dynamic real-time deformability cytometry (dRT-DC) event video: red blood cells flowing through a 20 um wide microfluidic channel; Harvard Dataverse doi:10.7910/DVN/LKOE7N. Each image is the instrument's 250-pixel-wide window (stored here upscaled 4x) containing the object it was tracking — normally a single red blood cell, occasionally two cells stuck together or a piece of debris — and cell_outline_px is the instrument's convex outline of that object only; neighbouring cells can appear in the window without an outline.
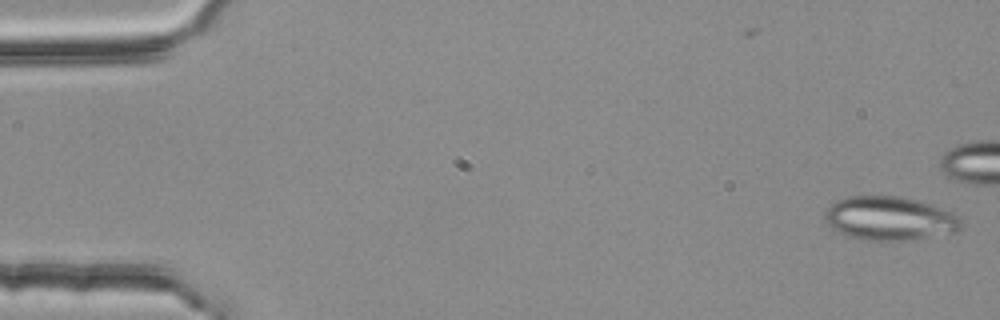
{"species": "common noctule bat (a hibernating species)", "species_latin": "Nyctalus noctula", "temperature_condition": "room temperature", "stored_images_in_passage": 43, "camera_frame_rate_fps": 3000, "um_per_image_px": 0.085, "animal": {"sex": "female", "body_mass_g": 25.1}, "frame": {"image": 1, "passage_image": 1, "time_ms": 0.0, "image_size_px": [1000, 320], "cell_outline_px": [[964, 224], [956, 232], [904, 240], [864, 240], [840, 232], [832, 228], [828, 224], [824, 216], [824, 212], [836, 200], [848, 196], [900, 196], [916, 200], [952, 212], [960, 216]], "centroid_in_image_um": [75.63, 18.55], "position_along_channel_um": 9.4, "area_um2": 34.45}}
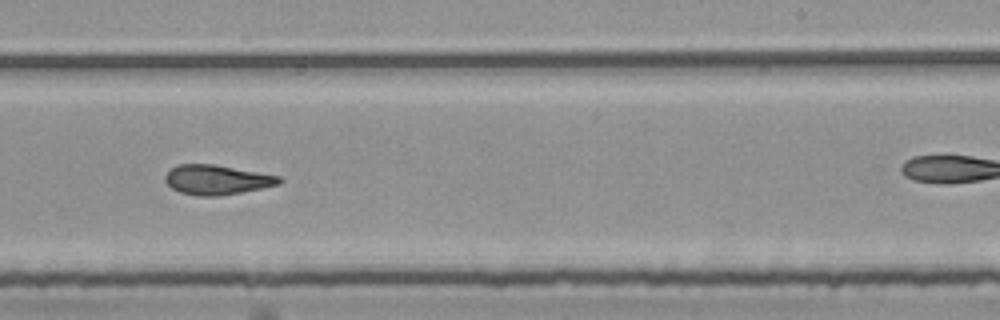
{"frame": {"image": 2, "passage_image": 33, "time_ms": 10.667, "image_size_px": [1000, 320], "cell_outline_px": [[284, 180], [280, 184], [220, 196], [200, 196], [180, 192], [172, 188], [164, 180], [164, 176], [176, 164], [216, 164], [280, 176]], "centroid_in_image_um": [18.43, 15.27], "position_along_channel_um": 270.6, "area_um2": 19.71}}
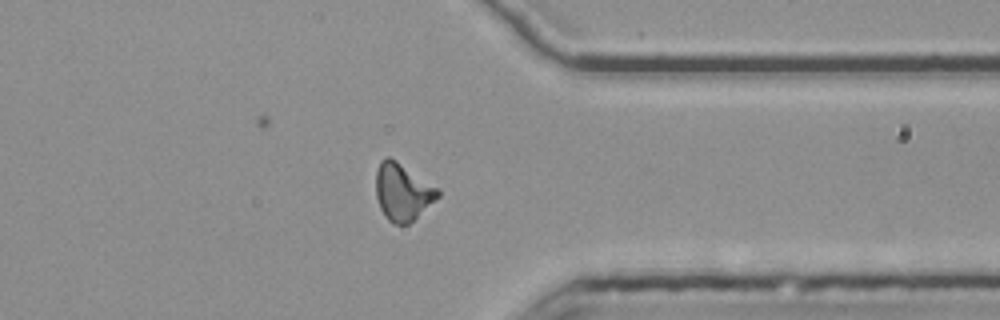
{"frame": {"image": 3, "passage_image": 42, "time_ms": 13.667, "image_size_px": [1000, 320], "cell_outline_px": [[440, 196], [408, 224], [392, 224], [384, 216], [380, 208], [376, 196], [376, 172], [380, 160], [384, 156], [388, 156], [396, 160], [440, 188]], "centroid_in_image_um": [34.22, 16.29], "position_along_channel_um": 377.2, "area_um2": 20.81}}